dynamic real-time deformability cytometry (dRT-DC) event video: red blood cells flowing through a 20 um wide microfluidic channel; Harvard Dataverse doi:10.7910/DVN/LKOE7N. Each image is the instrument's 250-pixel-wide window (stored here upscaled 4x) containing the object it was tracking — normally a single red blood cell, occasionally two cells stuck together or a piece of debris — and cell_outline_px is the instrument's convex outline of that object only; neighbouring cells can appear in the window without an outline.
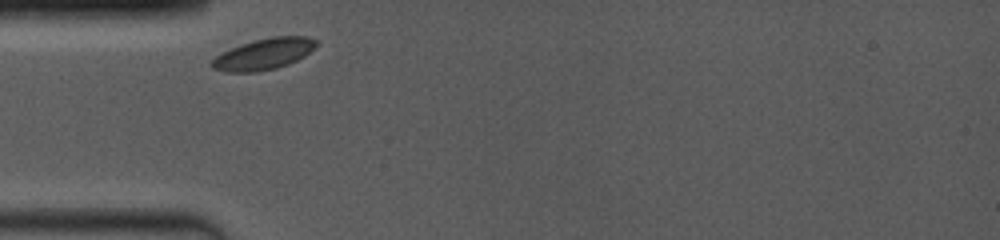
{"species": "common noctule bat (a hibernating species)", "species_latin": "Nyctalus noctula", "temperature_condition": "room temperature", "stored_images_in_passage": 19, "camera_frame_rate_fps": 4000, "um_per_image_px": 0.085, "animal": {"sex": "female", "body_mass_g": 19.0, "forearm_length_mm": 53.3}, "frame": {"image": 1, "passage_image": 1, "time_ms": 0.0, "image_size_px": [1000, 240], "cell_outline_px": [[320, 44], [304, 56], [288, 64], [276, 68], [256, 72], [228, 72], [212, 68], [208, 64], [216, 56], [240, 44], [272, 36], [308, 36], [316, 40]], "centroid_in_image_um": [22.44, 4.59], "position_along_channel_um": 62.6, "area_um2": 18.96}}
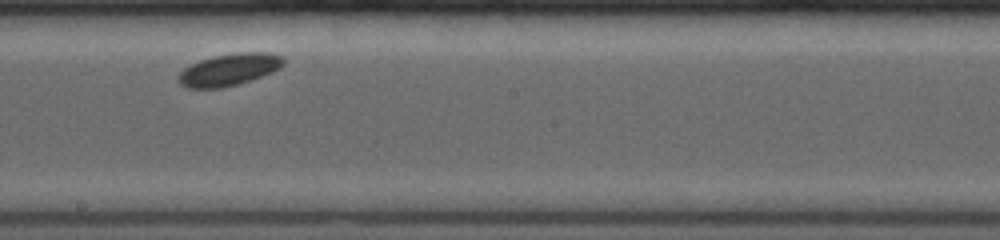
{"frame": {"image": 2, "passage_image": 6, "time_ms": 4.5, "image_size_px": [1000, 240], "cell_outline_px": [[284, 64], [280, 68], [272, 72], [236, 84], [220, 88], [188, 88], [180, 84], [176, 80], [176, 76], [184, 68], [200, 60], [212, 56], [236, 52], [268, 52], [284, 56]], "centroid_in_image_um": [19.46, 5.9], "position_along_channel_um": 228.7, "area_um2": 19.65}}
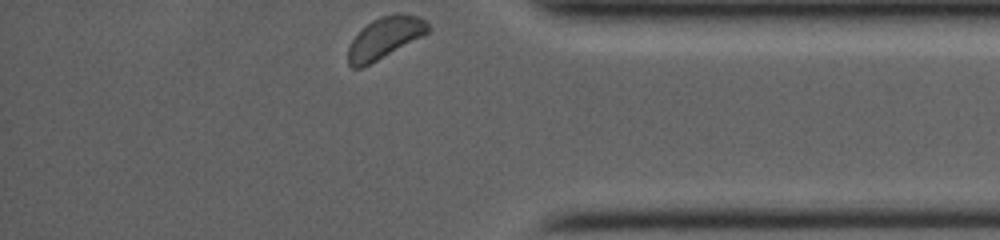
{"frame": {"image": 3, "passage_image": 19, "time_ms": 9.25, "image_size_px": [1000, 240], "cell_outline_px": [[428, 32], [424, 36], [360, 68], [352, 68], [348, 64], [348, 48], [352, 40], [372, 20], [380, 16], [396, 12], [400, 12], [416, 16], [424, 20], [428, 24]], "centroid_in_image_um": [32.72, 3.19], "position_along_channel_um": 402.5, "area_um2": 18.96}}